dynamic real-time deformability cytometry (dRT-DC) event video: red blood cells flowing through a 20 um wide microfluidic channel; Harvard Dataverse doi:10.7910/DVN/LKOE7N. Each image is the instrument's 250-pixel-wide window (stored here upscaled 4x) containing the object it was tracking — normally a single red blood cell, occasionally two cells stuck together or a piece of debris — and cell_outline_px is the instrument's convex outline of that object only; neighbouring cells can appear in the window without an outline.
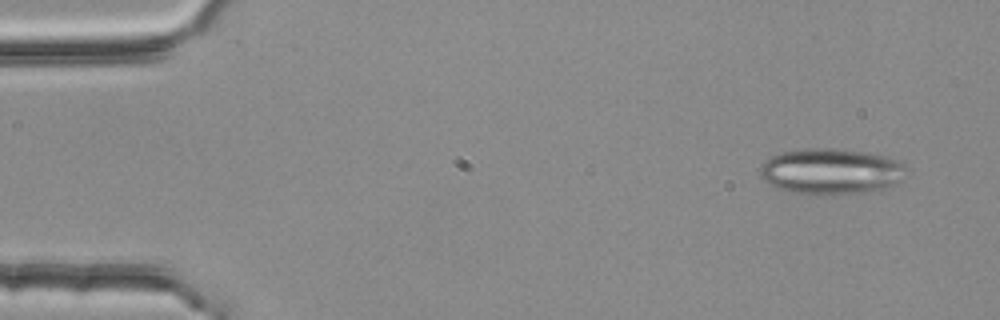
{"species": "common noctule bat (a hibernating species)", "species_latin": "Nyctalus noctula", "temperature_condition": "room temperature", "stored_images_in_passage": 4, "camera_frame_rate_fps": 3000, "um_per_image_px": 0.085, "animal": {"sex": "female", "body_mass_g": 25.1}, "frame": {"image": 1, "passage_image": 1, "time_ms": 0.0, "image_size_px": [1000, 320], "cell_outline_px": [[904, 180], [884, 188], [864, 192], [828, 196], [820, 196], [784, 192], [764, 180], [760, 176], [760, 168], [764, 160], [780, 152], [800, 148], [832, 148], [868, 152], [888, 156], [904, 164]], "centroid_in_image_um": [70.6, 14.58], "position_along_channel_um": 14.4, "area_um2": 39.88}}